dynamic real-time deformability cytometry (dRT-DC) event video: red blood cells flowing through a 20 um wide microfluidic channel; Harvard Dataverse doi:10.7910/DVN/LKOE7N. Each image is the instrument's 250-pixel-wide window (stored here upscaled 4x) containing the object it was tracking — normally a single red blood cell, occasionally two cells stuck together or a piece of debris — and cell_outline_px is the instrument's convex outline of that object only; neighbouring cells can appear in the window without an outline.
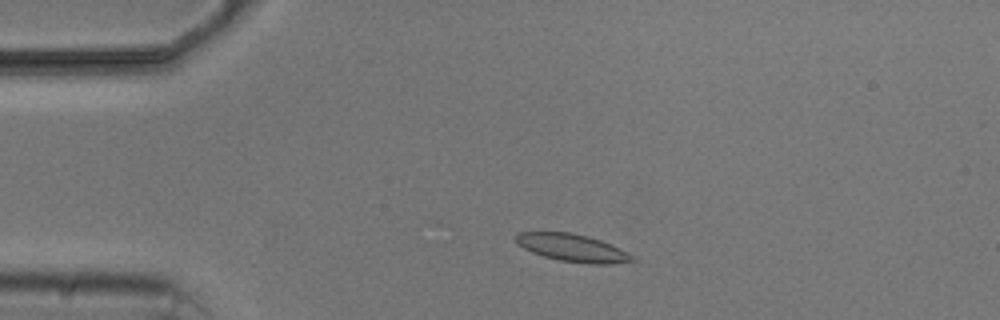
{"species": "common noctule bat (a hibernating species)", "species_latin": "Nyctalus noctula", "temperature_condition": "cold", "stored_images_in_passage": 2, "camera_frame_rate_fps": 3000, "um_per_image_px": 0.085, "animal": {"sex": "male", "body_mass_g": 20.5, "forearm_length_mm": 52.5}, "frame": {"image": 1, "passage_image": 1, "time_ms": 0.0, "image_size_px": [1000, 320], "cell_outline_px": [[636, 260], [608, 264], [588, 264], [560, 260], [544, 256], [532, 252], [516, 244], [516, 232], [572, 232], [588, 236], [612, 244], [636, 256]], "centroid_in_image_um": [48.68, 21.06], "position_along_channel_um": 36.3, "area_um2": 18.79}}